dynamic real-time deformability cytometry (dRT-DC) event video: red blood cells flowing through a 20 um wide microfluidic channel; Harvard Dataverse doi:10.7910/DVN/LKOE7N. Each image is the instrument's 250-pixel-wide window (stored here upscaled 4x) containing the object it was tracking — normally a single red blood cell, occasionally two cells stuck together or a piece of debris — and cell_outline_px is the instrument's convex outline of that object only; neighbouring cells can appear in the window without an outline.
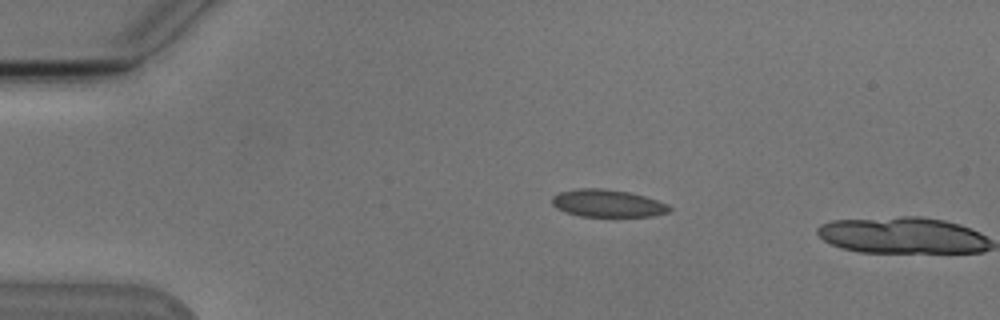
{"species": "Egyptian fruit bat (a non-hibernating species)", "species_latin": "Rousettus aegyptiacus", "temperature_condition": "cold", "stored_images_in_passage": 3, "camera_frame_rate_fps": 3000, "um_per_image_px": 0.085, "animal": {"sex": "male"}, "frame": {"image": 1, "passage_image": 2, "time_ms": 1.0, "image_size_px": [1000, 320], "cell_outline_px": [[672, 208], [668, 212], [652, 216], [580, 216], [564, 212], [556, 208], [552, 204], [552, 196], [560, 192], [576, 188], [600, 188], [628, 192], [644, 196], [668, 204]], "centroid_in_image_um": [51.61, 17.28], "position_along_channel_um": 33.4, "area_um2": 18.73}}